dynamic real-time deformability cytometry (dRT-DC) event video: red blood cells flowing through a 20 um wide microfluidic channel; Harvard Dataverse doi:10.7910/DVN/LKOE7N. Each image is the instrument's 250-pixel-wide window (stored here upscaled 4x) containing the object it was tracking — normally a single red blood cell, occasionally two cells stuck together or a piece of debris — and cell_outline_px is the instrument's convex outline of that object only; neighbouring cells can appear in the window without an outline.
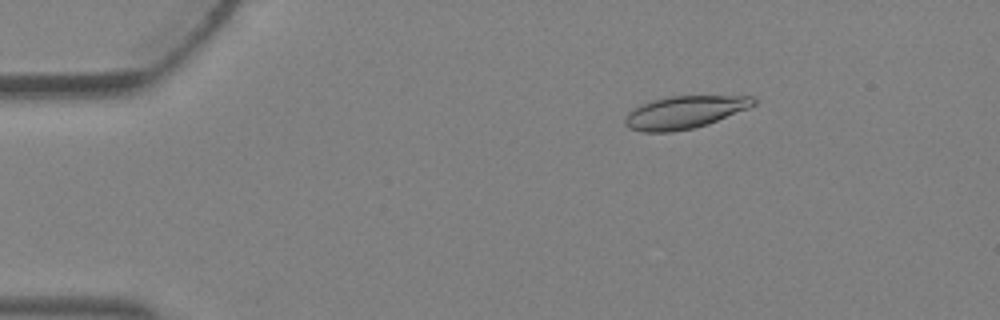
{"species": "Egyptian fruit bat (a non-hibernating species)", "species_latin": "Rousettus aegyptiacus", "temperature_condition": "warm", "stored_images_in_passage": 4, "camera_frame_rate_fps": 3000, "um_per_image_px": 0.085, "animal": {"sex": "female"}, "frame": {"image": 1, "passage_image": 2, "time_ms": 0.333, "image_size_px": [1000, 320], "cell_outline_px": [[756, 104], [748, 108], [708, 124], [692, 128], [672, 132], [640, 132], [628, 128], [624, 124], [624, 116], [628, 112], [652, 100], [668, 96], [752, 96], [756, 100]], "centroid_in_image_um": [58.16, 9.55], "position_along_channel_um": 26.8, "area_um2": 24.33}}
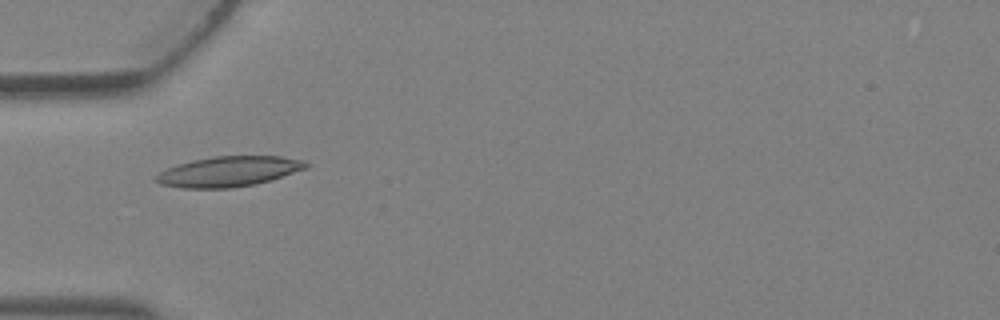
{"frame": {"image": 2, "passage_image": 4, "time_ms": 1.0, "image_size_px": [1000, 320], "cell_outline_px": [[308, 168], [272, 180], [256, 184], [232, 188], [184, 188], [160, 184], [156, 180], [156, 176], [160, 172], [176, 164], [192, 160], [216, 156], [280, 156], [304, 160], [308, 164]], "centroid_in_image_um": [19.48, 14.57], "position_along_channel_um": 65.5, "area_um2": 26.47}}